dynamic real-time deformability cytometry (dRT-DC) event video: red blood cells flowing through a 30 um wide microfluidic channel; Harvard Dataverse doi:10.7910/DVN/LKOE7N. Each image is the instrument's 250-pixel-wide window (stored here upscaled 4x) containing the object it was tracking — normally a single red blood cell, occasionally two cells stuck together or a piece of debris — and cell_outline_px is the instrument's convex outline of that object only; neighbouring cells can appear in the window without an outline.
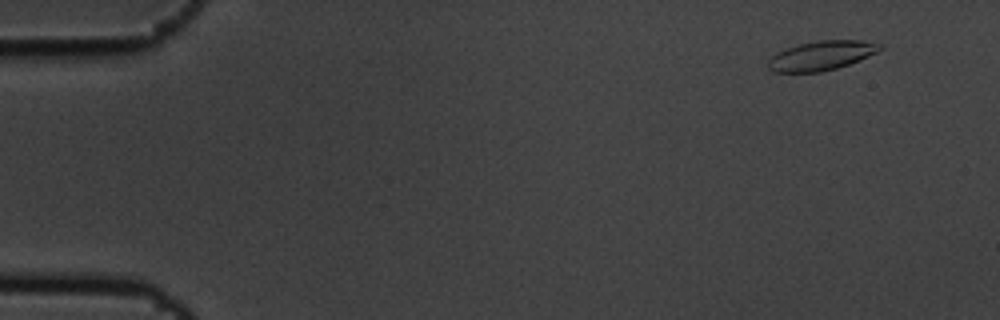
{"species": "common noctule bat (a hibernating species)", "species_latin": "Nyctalus noctula", "temperature_condition": "cold", "stored_images_in_passage": 9, "camera_frame_rate_fps": 3000, "um_per_image_px": 0.085, "animal": {"sex": "male", "body_mass_g": 19.5, "forearm_length_mm": 54.6}, "frame": {"image": 1, "passage_image": 2, "time_ms": 0.333, "image_size_px": [1000, 320], "cell_outline_px": [[884, 48], [876, 52], [848, 64], [836, 68], [820, 72], [772, 72], [768, 68], [768, 60], [776, 52], [796, 44], [816, 40], [860, 40], [884, 44]], "centroid_in_image_um": [69.79, 4.71], "position_along_channel_um": 15.2, "area_um2": 19.19}}
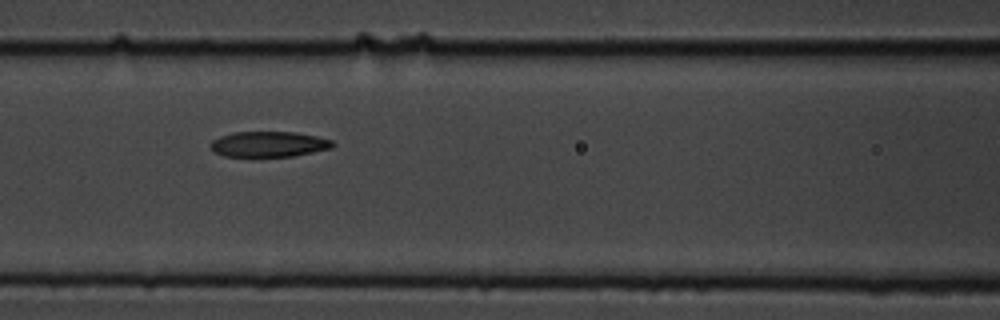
{"frame": {"image": 2, "passage_image": 8, "time_ms": 2.333, "image_size_px": [1000, 320], "cell_outline_px": [[336, 144], [332, 148], [292, 156], [224, 156], [212, 152], [208, 144], [212, 140], [220, 136], [232, 132], [296, 132], [316, 136], [332, 140]], "centroid_in_image_um": [22.81, 12.25], "position_along_channel_um": 143.8, "area_um2": 18.26}}
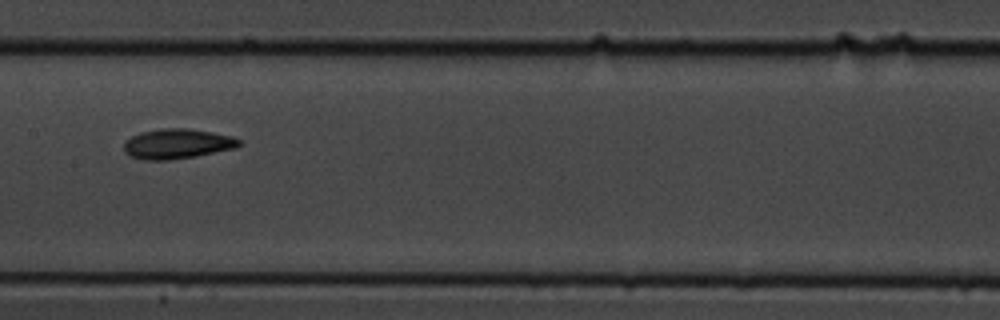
{"frame": {"image": 3, "passage_image": 9, "time_ms": 2.667, "image_size_px": [1000, 320], "cell_outline_px": [[240, 144], [236, 148], [196, 156], [168, 160], [144, 160], [132, 156], [124, 152], [124, 144], [132, 136], [140, 132], [160, 128], [188, 128], [212, 132], [232, 136], [240, 140]], "centroid_in_image_um": [15.07, 12.22], "position_along_channel_um": 192.3, "area_um2": 20.06}}